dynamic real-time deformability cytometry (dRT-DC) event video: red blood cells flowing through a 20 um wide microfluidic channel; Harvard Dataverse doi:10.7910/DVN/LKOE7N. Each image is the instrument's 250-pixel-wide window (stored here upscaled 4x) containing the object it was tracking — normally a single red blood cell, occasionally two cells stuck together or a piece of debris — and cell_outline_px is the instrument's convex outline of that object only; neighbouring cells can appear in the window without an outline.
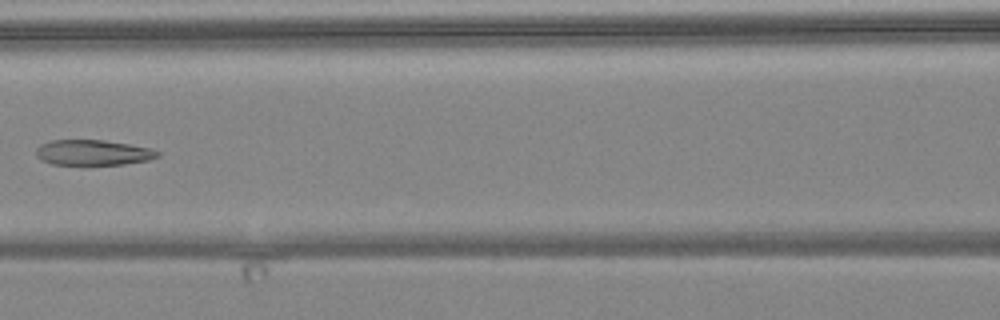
{"species": "common noctule bat (a hibernating species)", "species_latin": "Nyctalus noctula", "temperature_condition": "warm", "stored_images_in_passage": 6, "camera_frame_rate_fps": 3000, "um_per_image_px": 0.085, "animal": {"sex": "female", "body_mass_g": 24.6, "forearm_length_mm": 56.2}, "frame": {"image": 1, "passage_image": 5, "time_ms": 5.667, "image_size_px": [1000, 320], "cell_outline_px": [[160, 156], [148, 160], [124, 164], [52, 164], [40, 160], [36, 156], [36, 148], [40, 144], [52, 140], [104, 140], [152, 148], [160, 152]], "centroid_in_image_um": [7.9, 12.96], "position_along_channel_um": 158.7, "area_um2": 17.98}}
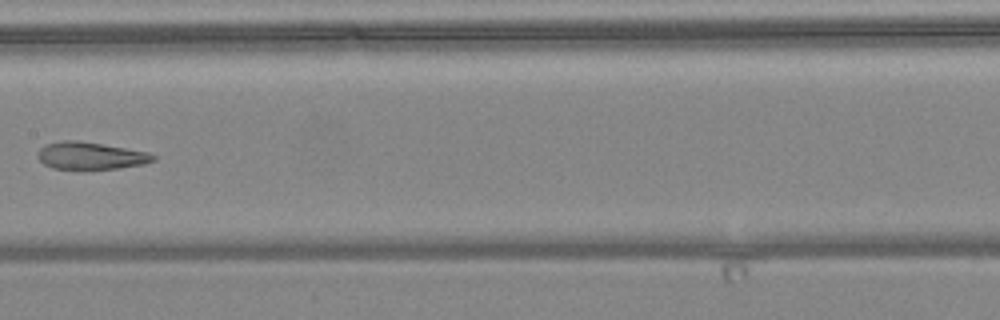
{"frame": {"image": 2, "passage_image": 6, "time_ms": 6.667, "image_size_px": [1000, 320], "cell_outline_px": [[156, 160], [144, 164], [120, 168], [52, 168], [44, 164], [36, 156], [36, 152], [44, 144], [64, 140], [76, 140], [148, 152], [156, 156]], "centroid_in_image_um": [7.67, 13.23], "position_along_channel_um": 199.7, "area_um2": 18.15}}